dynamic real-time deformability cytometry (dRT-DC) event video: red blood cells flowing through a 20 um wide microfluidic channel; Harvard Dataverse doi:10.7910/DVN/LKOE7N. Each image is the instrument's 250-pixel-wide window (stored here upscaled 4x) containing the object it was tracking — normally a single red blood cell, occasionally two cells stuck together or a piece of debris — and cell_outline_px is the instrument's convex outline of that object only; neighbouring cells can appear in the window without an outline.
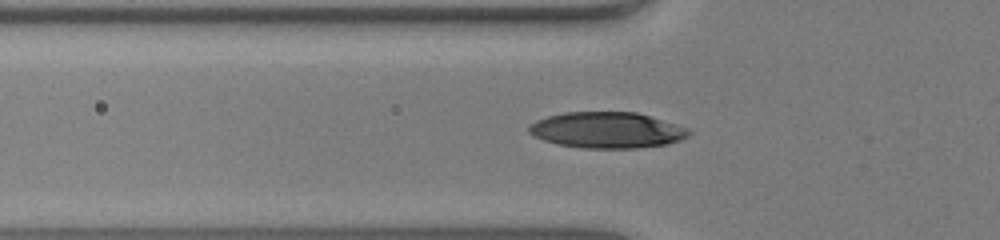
{"species": "human", "species_latin": "Homo sapiens", "temperature_condition": "warm", "stored_images_in_passage": 39, "camera_frame_rate_fps": 3000, "um_per_image_px": 0.085, "donor": {"sex": "male"}, "frame": {"image": 1, "passage_image": 5, "time_ms": 1.333, "image_size_px": [1000, 240], "cell_outline_px": [[692, 132], [688, 136], [680, 140], [668, 144], [636, 148], [584, 148], [556, 144], [544, 140], [528, 132], [528, 128], [536, 120], [548, 116], [564, 112], [636, 112], [676, 124], [688, 128]], "centroid_in_image_um": [51.61, 11.06], "position_along_channel_um": 74.2, "area_um2": 33.47}}
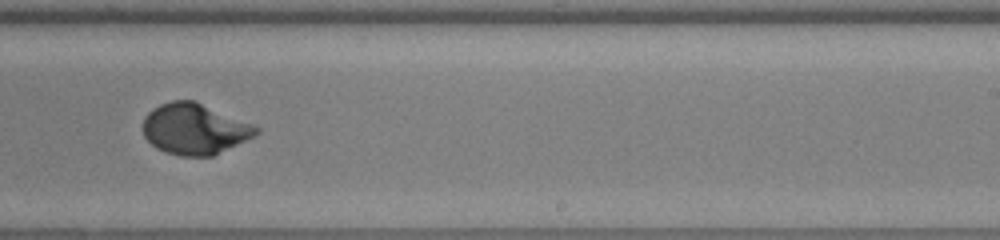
{"frame": {"image": 2, "passage_image": 20, "time_ms": 6.333, "image_size_px": [1000, 240], "cell_outline_px": [[260, 132], [212, 156], [180, 156], [164, 152], [156, 148], [144, 136], [144, 116], [152, 108], [160, 104], [172, 100], [196, 100], [252, 124], [260, 128]], "centroid_in_image_um": [16.51, 10.94], "position_along_channel_um": 272.5, "area_um2": 33.41}}
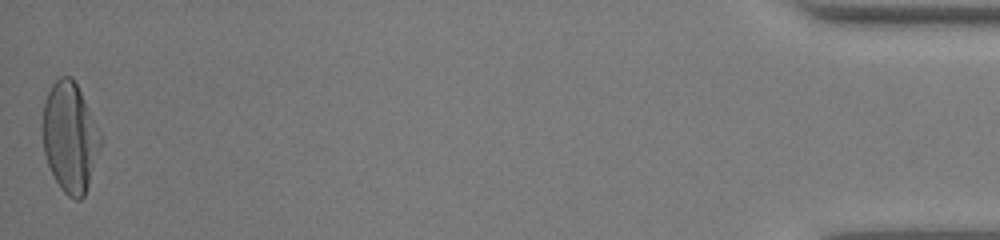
{"frame": {"image": 3, "passage_image": 39, "time_ms": 12.667, "image_size_px": [1000, 240], "cell_outline_px": [[100, 148], [84, 196], [80, 200], [76, 200], [68, 196], [60, 188], [52, 176], [44, 152], [44, 104], [48, 92], [52, 84], [60, 76], [72, 76], [100, 132]], "centroid_in_image_um": [5.94, 11.69], "position_along_channel_um": 429.3, "area_um2": 36.3}, "authors_computed_cell_mechanics": {"area_um2": 33.2928, "velocity_mm_per_s": 3.9548, "shape_relaxation_time_tau1_ms": 3.3697, "shape_relaxation_time_tau2_ms": null, "deformation_change_tau1": 0.2272, "deformation_change_tau2": null}}